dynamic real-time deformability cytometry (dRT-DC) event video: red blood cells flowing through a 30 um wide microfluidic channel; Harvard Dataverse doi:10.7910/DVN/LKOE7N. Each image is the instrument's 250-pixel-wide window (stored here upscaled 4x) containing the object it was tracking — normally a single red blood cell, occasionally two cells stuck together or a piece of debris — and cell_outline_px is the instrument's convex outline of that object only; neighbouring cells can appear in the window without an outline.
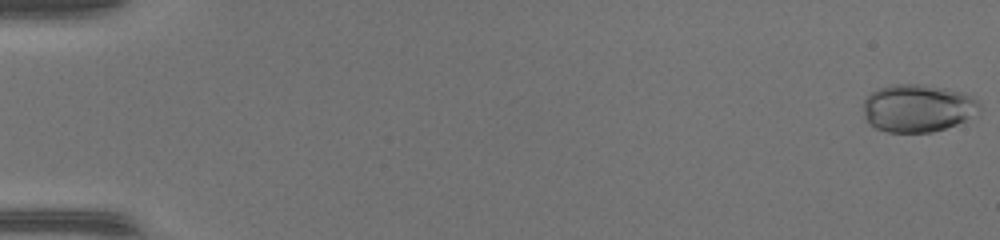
{"species": "common noctule bat (a hibernating species)", "species_latin": "Nyctalus noctula", "temperature_condition": "warm", "stored_images_in_passage": 51, "camera_frame_rate_fps": 3000, "um_per_image_px": 0.085, "animal": {"sex": "female", "body_mass_g": 17.0, "forearm_length_mm": 48.0}, "frame": {"image": 1, "passage_image": 1, "time_ms": 0.0, "image_size_px": [1000, 240], "cell_outline_px": [[980, 108], [964, 120], [956, 124], [932, 132], [888, 132], [876, 128], [864, 116], [864, 100], [872, 92], [880, 88], [892, 84], [924, 84], [944, 88], [960, 92], [972, 96], [980, 104]], "centroid_in_image_um": [77.98, 9.18], "position_along_channel_um": 7.0, "area_um2": 31.85}}
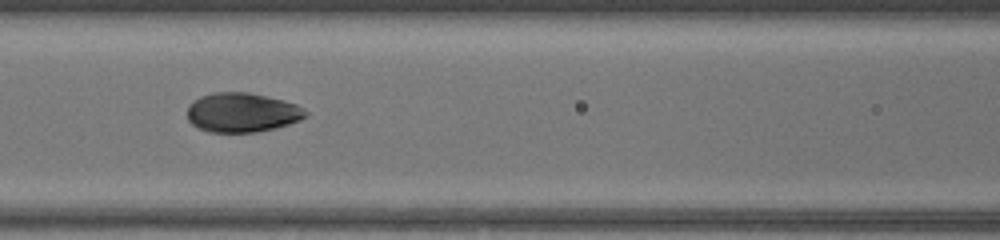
{"frame": {"image": 2, "passage_image": 24, "time_ms": 7.667, "image_size_px": [1000, 240], "cell_outline_px": [[308, 116], [300, 120], [276, 128], [256, 132], [208, 132], [192, 124], [188, 120], [188, 104], [192, 100], [200, 96], [212, 92], [248, 92], [284, 100], [296, 104], [304, 108], [308, 112]], "centroid_in_image_um": [20.58, 9.55], "position_along_channel_um": 146.0, "area_um2": 27.4}}
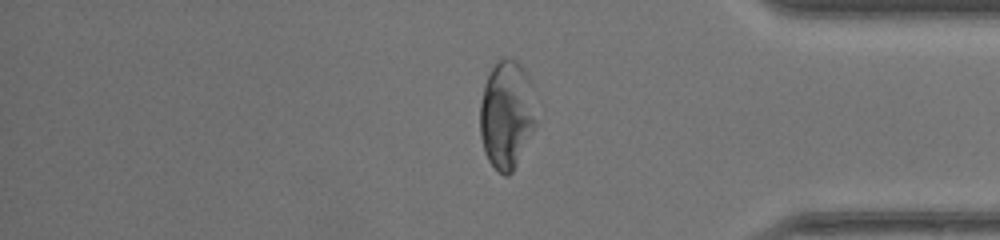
{"frame": {"image": 3, "passage_image": 43, "time_ms": 14.0, "image_size_px": [1000, 240], "cell_outline_px": [[536, 124], [512, 172], [508, 176], [504, 176], [488, 160], [484, 152], [480, 136], [480, 104], [484, 84], [492, 68], [500, 60], [516, 60], [524, 68], [532, 80], [536, 120]], "centroid_in_image_um": [43.07, 9.74], "position_along_channel_um": 392.1, "area_um2": 35.26}, "authors_computed_cell_mechanics": {"area_um2": 28.9, "velocity_mm_per_s": 4.1814, "shape_relaxation_time_tau1_ms": null, "shape_relaxation_time_tau2_ms": 0.7524, "deformation_change_tau1": null, "deformation_change_tau2": 0.0486}}